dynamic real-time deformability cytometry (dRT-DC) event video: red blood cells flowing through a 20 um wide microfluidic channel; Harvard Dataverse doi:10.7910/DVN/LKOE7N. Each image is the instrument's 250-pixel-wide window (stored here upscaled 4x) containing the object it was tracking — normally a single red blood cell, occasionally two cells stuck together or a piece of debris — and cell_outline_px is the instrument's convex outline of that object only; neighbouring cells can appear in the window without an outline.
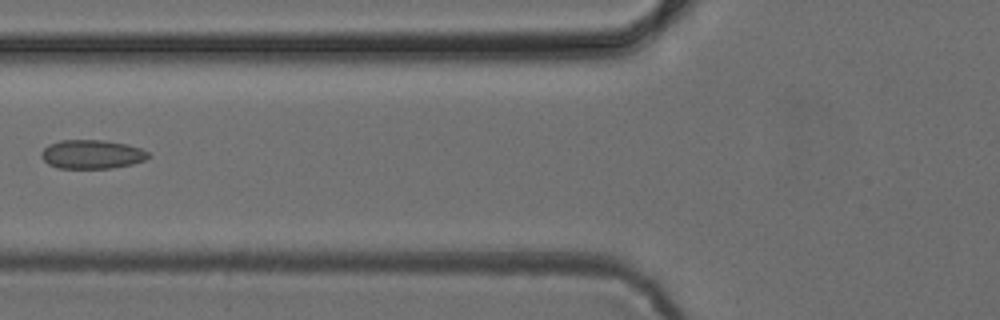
{"species": "common noctule bat (a hibernating species)", "species_latin": "Nyctalus noctula", "temperature_condition": "cold", "stored_images_in_passage": 7, "camera_frame_rate_fps": 3000, "um_per_image_px": 0.085, "animal": {"sex": "female", "body_mass_g": 24.6, "forearm_length_mm": 56.2}, "frame": {"image": 1, "passage_image": 6, "time_ms": 6.0, "image_size_px": [1000, 320], "cell_outline_px": [[152, 156], [144, 160], [132, 164], [112, 168], [56, 168], [48, 164], [40, 156], [40, 152], [48, 144], [60, 140], [104, 140], [128, 144], [140, 148], [148, 152]], "centroid_in_image_um": [7.8, 13.11], "position_along_channel_um": 118.0, "area_um2": 18.21}}
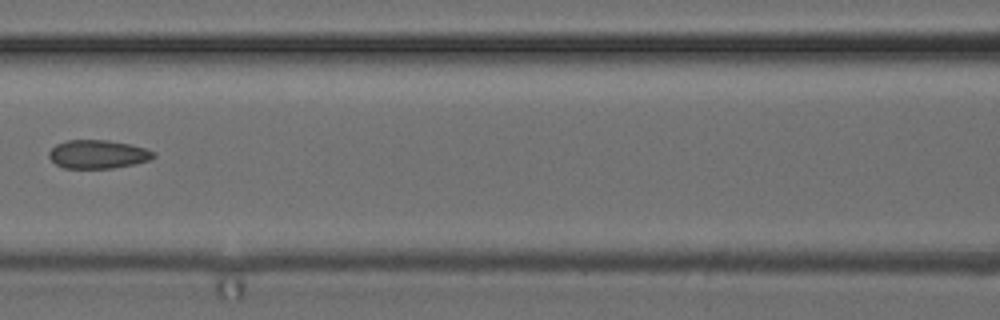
{"frame": {"image": 2, "passage_image": 7, "time_ms": 7.0, "image_size_px": [1000, 320], "cell_outline_px": [[156, 156], [148, 160], [136, 164], [112, 168], [64, 168], [56, 164], [48, 156], [48, 152], [56, 144], [68, 140], [108, 140], [128, 144], [144, 148], [156, 152]], "centroid_in_image_um": [8.32, 13.11], "position_along_channel_um": 158.3, "area_um2": 17.34}}